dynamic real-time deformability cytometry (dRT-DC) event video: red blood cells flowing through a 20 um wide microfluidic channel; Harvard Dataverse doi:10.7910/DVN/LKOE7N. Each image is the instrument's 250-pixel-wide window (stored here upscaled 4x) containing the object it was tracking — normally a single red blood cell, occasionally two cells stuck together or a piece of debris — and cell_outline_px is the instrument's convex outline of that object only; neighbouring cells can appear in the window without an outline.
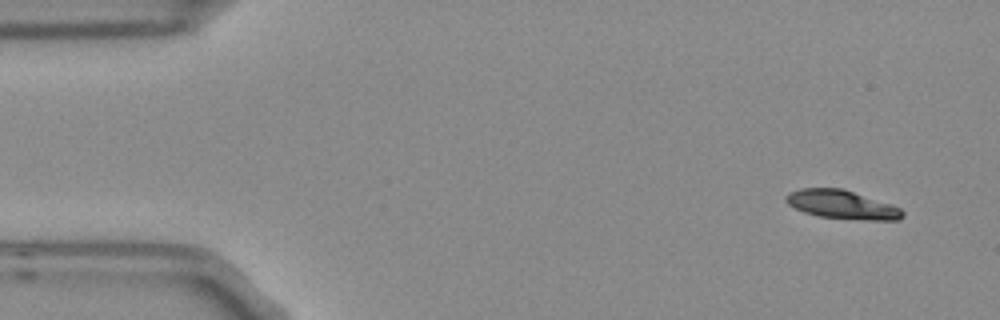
{"species": "Egyptian fruit bat (a non-hibernating species)", "species_latin": "Rousettus aegyptiacus", "temperature_condition": "room temperature", "stored_images_in_passage": 5, "camera_frame_rate_fps": 3000, "um_per_image_px": 0.085, "frame": {"image": 1, "passage_image": 1, "time_ms": 0.0, "image_size_px": [1000, 320], "cell_outline_px": [[904, 216], [900, 220], [860, 220], [820, 216], [804, 212], [788, 204], [784, 200], [784, 196], [788, 192], [800, 188], [844, 188], [892, 204], [900, 208], [904, 212]], "centroid_in_image_um": [71.58, 17.38], "position_along_channel_um": 13.4, "area_um2": 19.71}}
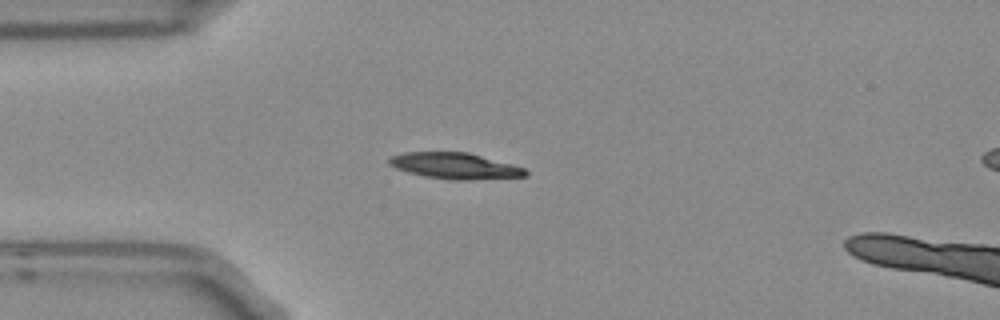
{"frame": {"image": 2, "passage_image": 4, "time_ms": 1.0, "image_size_px": [1000, 320], "cell_outline_px": [[528, 176], [460, 180], [452, 180], [424, 176], [408, 172], [396, 168], [388, 164], [388, 160], [392, 156], [404, 152], [468, 152], [512, 164], [524, 168], [528, 172]], "centroid_in_image_um": [38.66, 14.09], "position_along_channel_um": 46.3, "area_um2": 20.58}}